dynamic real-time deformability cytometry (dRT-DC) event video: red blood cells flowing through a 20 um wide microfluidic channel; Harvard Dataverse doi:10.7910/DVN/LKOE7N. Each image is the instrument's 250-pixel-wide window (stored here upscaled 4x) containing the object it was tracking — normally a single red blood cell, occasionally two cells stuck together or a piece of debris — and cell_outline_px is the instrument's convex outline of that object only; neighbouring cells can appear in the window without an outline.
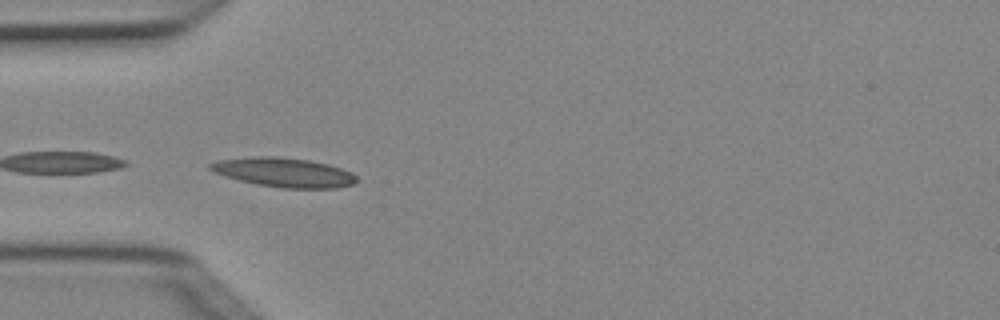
{"species": "Egyptian fruit bat (a non-hibernating species)", "species_latin": "Rousettus aegyptiacus", "temperature_condition": "cold", "stored_images_in_passage": 6, "camera_frame_rate_fps": 3000, "um_per_image_px": 0.085, "animal": {"sex": "female"}, "frame": {"image": 1, "passage_image": 4, "time_ms": 1.0, "image_size_px": [1000, 320], "cell_outline_px": [[356, 180], [352, 184], [336, 188], [284, 188], [256, 184], [224, 176], [212, 172], [208, 168], [208, 164], [216, 160], [252, 156], [276, 156], [308, 160], [328, 164], [352, 172], [356, 176]], "centroid_in_image_um": [24.07, 14.64], "position_along_channel_um": 60.9, "area_um2": 25.03}}
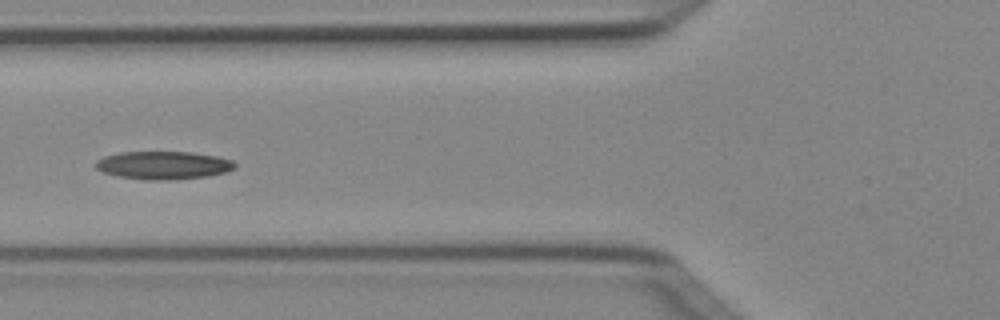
{"frame": {"image": 2, "passage_image": 5, "time_ms": 1.333, "image_size_px": [1000, 320], "cell_outline_px": [[236, 168], [224, 172], [208, 176], [172, 180], [144, 180], [116, 176], [104, 172], [96, 168], [96, 160], [104, 156], [120, 152], [192, 152], [216, 156], [232, 160], [236, 164]], "centroid_in_image_um": [13.88, 14.05], "position_along_channel_um": 111.9, "area_um2": 22.83}}
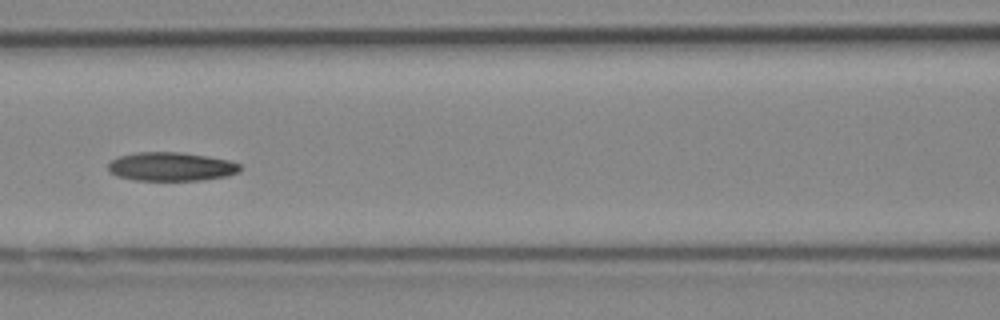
{"frame": {"image": 3, "passage_image": 6, "time_ms": 1.667, "image_size_px": [1000, 320], "cell_outline_px": [[240, 172], [228, 176], [200, 180], [132, 180], [116, 176], [108, 172], [108, 164], [112, 160], [120, 156], [136, 152], [180, 152], [208, 156], [228, 160], [240, 164]], "centroid_in_image_um": [14.53, 14.16], "position_along_channel_um": 152.1, "area_um2": 22.2}}